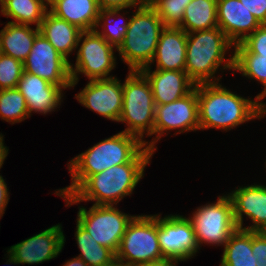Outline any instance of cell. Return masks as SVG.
Returning a JSON list of instances; mask_svg holds the SVG:
<instances>
[{
	"mask_svg": "<svg viewBox=\"0 0 266 266\" xmlns=\"http://www.w3.org/2000/svg\"><path fill=\"white\" fill-rule=\"evenodd\" d=\"M9 197L7 184L2 175H0V215L4 214L5 208L10 199Z\"/></svg>",
	"mask_w": 266,
	"mask_h": 266,
	"instance_id": "obj_37",
	"label": "cell"
},
{
	"mask_svg": "<svg viewBox=\"0 0 266 266\" xmlns=\"http://www.w3.org/2000/svg\"><path fill=\"white\" fill-rule=\"evenodd\" d=\"M65 243L61 224L38 233L7 250L8 264H39L59 255Z\"/></svg>",
	"mask_w": 266,
	"mask_h": 266,
	"instance_id": "obj_14",
	"label": "cell"
},
{
	"mask_svg": "<svg viewBox=\"0 0 266 266\" xmlns=\"http://www.w3.org/2000/svg\"><path fill=\"white\" fill-rule=\"evenodd\" d=\"M39 28L8 22L0 31V53L13 57L22 63L28 57Z\"/></svg>",
	"mask_w": 266,
	"mask_h": 266,
	"instance_id": "obj_23",
	"label": "cell"
},
{
	"mask_svg": "<svg viewBox=\"0 0 266 266\" xmlns=\"http://www.w3.org/2000/svg\"><path fill=\"white\" fill-rule=\"evenodd\" d=\"M187 33L179 27H165L159 36L152 63L157 70H185ZM155 60V61H154Z\"/></svg>",
	"mask_w": 266,
	"mask_h": 266,
	"instance_id": "obj_20",
	"label": "cell"
},
{
	"mask_svg": "<svg viewBox=\"0 0 266 266\" xmlns=\"http://www.w3.org/2000/svg\"><path fill=\"white\" fill-rule=\"evenodd\" d=\"M49 12L82 31L94 30L98 21L97 0H52Z\"/></svg>",
	"mask_w": 266,
	"mask_h": 266,
	"instance_id": "obj_21",
	"label": "cell"
},
{
	"mask_svg": "<svg viewBox=\"0 0 266 266\" xmlns=\"http://www.w3.org/2000/svg\"><path fill=\"white\" fill-rule=\"evenodd\" d=\"M3 141H4L3 140V135L1 133L0 134V168L4 164V160L6 159V157L8 155V148H7V146H4V142Z\"/></svg>",
	"mask_w": 266,
	"mask_h": 266,
	"instance_id": "obj_39",
	"label": "cell"
},
{
	"mask_svg": "<svg viewBox=\"0 0 266 266\" xmlns=\"http://www.w3.org/2000/svg\"><path fill=\"white\" fill-rule=\"evenodd\" d=\"M23 72L21 61L0 53V90L16 88Z\"/></svg>",
	"mask_w": 266,
	"mask_h": 266,
	"instance_id": "obj_32",
	"label": "cell"
},
{
	"mask_svg": "<svg viewBox=\"0 0 266 266\" xmlns=\"http://www.w3.org/2000/svg\"><path fill=\"white\" fill-rule=\"evenodd\" d=\"M39 31L70 63L68 55L78 48L82 30L47 11L39 26Z\"/></svg>",
	"mask_w": 266,
	"mask_h": 266,
	"instance_id": "obj_22",
	"label": "cell"
},
{
	"mask_svg": "<svg viewBox=\"0 0 266 266\" xmlns=\"http://www.w3.org/2000/svg\"><path fill=\"white\" fill-rule=\"evenodd\" d=\"M47 4H49L52 0H44Z\"/></svg>",
	"mask_w": 266,
	"mask_h": 266,
	"instance_id": "obj_44",
	"label": "cell"
},
{
	"mask_svg": "<svg viewBox=\"0 0 266 266\" xmlns=\"http://www.w3.org/2000/svg\"><path fill=\"white\" fill-rule=\"evenodd\" d=\"M192 0H155L151 6L165 27H178L183 20L186 7Z\"/></svg>",
	"mask_w": 266,
	"mask_h": 266,
	"instance_id": "obj_31",
	"label": "cell"
},
{
	"mask_svg": "<svg viewBox=\"0 0 266 266\" xmlns=\"http://www.w3.org/2000/svg\"><path fill=\"white\" fill-rule=\"evenodd\" d=\"M75 98L86 108L118 122L123 107V83L116 77L93 79Z\"/></svg>",
	"mask_w": 266,
	"mask_h": 266,
	"instance_id": "obj_15",
	"label": "cell"
},
{
	"mask_svg": "<svg viewBox=\"0 0 266 266\" xmlns=\"http://www.w3.org/2000/svg\"><path fill=\"white\" fill-rule=\"evenodd\" d=\"M141 72L151 84L155 105L174 102L190 93L196 86L185 70L156 69L152 72L151 66H148Z\"/></svg>",
	"mask_w": 266,
	"mask_h": 266,
	"instance_id": "obj_18",
	"label": "cell"
},
{
	"mask_svg": "<svg viewBox=\"0 0 266 266\" xmlns=\"http://www.w3.org/2000/svg\"><path fill=\"white\" fill-rule=\"evenodd\" d=\"M252 251L256 266H266V232L252 231Z\"/></svg>",
	"mask_w": 266,
	"mask_h": 266,
	"instance_id": "obj_34",
	"label": "cell"
},
{
	"mask_svg": "<svg viewBox=\"0 0 266 266\" xmlns=\"http://www.w3.org/2000/svg\"><path fill=\"white\" fill-rule=\"evenodd\" d=\"M252 231L238 228L225 243L220 266H256Z\"/></svg>",
	"mask_w": 266,
	"mask_h": 266,
	"instance_id": "obj_27",
	"label": "cell"
},
{
	"mask_svg": "<svg viewBox=\"0 0 266 266\" xmlns=\"http://www.w3.org/2000/svg\"><path fill=\"white\" fill-rule=\"evenodd\" d=\"M97 3L101 10H123L145 5L144 0H97Z\"/></svg>",
	"mask_w": 266,
	"mask_h": 266,
	"instance_id": "obj_35",
	"label": "cell"
},
{
	"mask_svg": "<svg viewBox=\"0 0 266 266\" xmlns=\"http://www.w3.org/2000/svg\"><path fill=\"white\" fill-rule=\"evenodd\" d=\"M222 69L239 71L242 76L259 81L266 89V58L251 53L242 43L234 45V54L222 65Z\"/></svg>",
	"mask_w": 266,
	"mask_h": 266,
	"instance_id": "obj_24",
	"label": "cell"
},
{
	"mask_svg": "<svg viewBox=\"0 0 266 266\" xmlns=\"http://www.w3.org/2000/svg\"><path fill=\"white\" fill-rule=\"evenodd\" d=\"M164 258L158 240L157 215H138L128 224L115 259L125 266Z\"/></svg>",
	"mask_w": 266,
	"mask_h": 266,
	"instance_id": "obj_7",
	"label": "cell"
},
{
	"mask_svg": "<svg viewBox=\"0 0 266 266\" xmlns=\"http://www.w3.org/2000/svg\"><path fill=\"white\" fill-rule=\"evenodd\" d=\"M75 237L81 251L77 257L84 260L88 266H109L116 261L115 254L107 247L98 244L78 222Z\"/></svg>",
	"mask_w": 266,
	"mask_h": 266,
	"instance_id": "obj_28",
	"label": "cell"
},
{
	"mask_svg": "<svg viewBox=\"0 0 266 266\" xmlns=\"http://www.w3.org/2000/svg\"><path fill=\"white\" fill-rule=\"evenodd\" d=\"M178 261L170 259V258H162L156 261H150L142 264H138L136 266H176Z\"/></svg>",
	"mask_w": 266,
	"mask_h": 266,
	"instance_id": "obj_38",
	"label": "cell"
},
{
	"mask_svg": "<svg viewBox=\"0 0 266 266\" xmlns=\"http://www.w3.org/2000/svg\"><path fill=\"white\" fill-rule=\"evenodd\" d=\"M109 266H125V265H123L122 263H119L118 261H115L114 263H112Z\"/></svg>",
	"mask_w": 266,
	"mask_h": 266,
	"instance_id": "obj_42",
	"label": "cell"
},
{
	"mask_svg": "<svg viewBox=\"0 0 266 266\" xmlns=\"http://www.w3.org/2000/svg\"><path fill=\"white\" fill-rule=\"evenodd\" d=\"M63 266H88L87 263L79 257L66 261Z\"/></svg>",
	"mask_w": 266,
	"mask_h": 266,
	"instance_id": "obj_41",
	"label": "cell"
},
{
	"mask_svg": "<svg viewBox=\"0 0 266 266\" xmlns=\"http://www.w3.org/2000/svg\"><path fill=\"white\" fill-rule=\"evenodd\" d=\"M134 216L119 211L113 205L93 204L89 210L83 206L79 208L77 222L98 244L116 254L126 228Z\"/></svg>",
	"mask_w": 266,
	"mask_h": 266,
	"instance_id": "obj_10",
	"label": "cell"
},
{
	"mask_svg": "<svg viewBox=\"0 0 266 266\" xmlns=\"http://www.w3.org/2000/svg\"><path fill=\"white\" fill-rule=\"evenodd\" d=\"M145 147L136 136L119 132L102 140L68 163L71 184L55 191L56 195H70L88 176L115 165L129 163Z\"/></svg>",
	"mask_w": 266,
	"mask_h": 266,
	"instance_id": "obj_3",
	"label": "cell"
},
{
	"mask_svg": "<svg viewBox=\"0 0 266 266\" xmlns=\"http://www.w3.org/2000/svg\"><path fill=\"white\" fill-rule=\"evenodd\" d=\"M199 127L230 130L255 118H262L257 104L227 90L220 83L197 84Z\"/></svg>",
	"mask_w": 266,
	"mask_h": 266,
	"instance_id": "obj_2",
	"label": "cell"
},
{
	"mask_svg": "<svg viewBox=\"0 0 266 266\" xmlns=\"http://www.w3.org/2000/svg\"><path fill=\"white\" fill-rule=\"evenodd\" d=\"M23 65L27 73L38 75L62 89L71 88L69 62L41 33L35 37Z\"/></svg>",
	"mask_w": 266,
	"mask_h": 266,
	"instance_id": "obj_12",
	"label": "cell"
},
{
	"mask_svg": "<svg viewBox=\"0 0 266 266\" xmlns=\"http://www.w3.org/2000/svg\"><path fill=\"white\" fill-rule=\"evenodd\" d=\"M188 219L192 223L199 249L203 243L225 246L238 229L229 195L219 196L217 202L200 206Z\"/></svg>",
	"mask_w": 266,
	"mask_h": 266,
	"instance_id": "obj_8",
	"label": "cell"
},
{
	"mask_svg": "<svg viewBox=\"0 0 266 266\" xmlns=\"http://www.w3.org/2000/svg\"><path fill=\"white\" fill-rule=\"evenodd\" d=\"M232 46L234 44L219 27L187 33L185 71L188 77L196 85L219 83L221 77L217 79L215 73L227 59L226 51Z\"/></svg>",
	"mask_w": 266,
	"mask_h": 266,
	"instance_id": "obj_5",
	"label": "cell"
},
{
	"mask_svg": "<svg viewBox=\"0 0 266 266\" xmlns=\"http://www.w3.org/2000/svg\"><path fill=\"white\" fill-rule=\"evenodd\" d=\"M154 151L146 146L129 162L115 165L88 176L70 195H58L67 207L83 201L94 205H117L123 197L131 195L149 164Z\"/></svg>",
	"mask_w": 266,
	"mask_h": 266,
	"instance_id": "obj_1",
	"label": "cell"
},
{
	"mask_svg": "<svg viewBox=\"0 0 266 266\" xmlns=\"http://www.w3.org/2000/svg\"><path fill=\"white\" fill-rule=\"evenodd\" d=\"M257 21L266 24V0H240Z\"/></svg>",
	"mask_w": 266,
	"mask_h": 266,
	"instance_id": "obj_36",
	"label": "cell"
},
{
	"mask_svg": "<svg viewBox=\"0 0 266 266\" xmlns=\"http://www.w3.org/2000/svg\"><path fill=\"white\" fill-rule=\"evenodd\" d=\"M17 89L25 97L29 116L32 112L47 114L61 104L63 89L38 75L23 72Z\"/></svg>",
	"mask_w": 266,
	"mask_h": 266,
	"instance_id": "obj_19",
	"label": "cell"
},
{
	"mask_svg": "<svg viewBox=\"0 0 266 266\" xmlns=\"http://www.w3.org/2000/svg\"><path fill=\"white\" fill-rule=\"evenodd\" d=\"M155 103L151 84L141 71H130L123 83V107L118 122L128 126L122 132L136 136L153 135ZM146 131V132H145Z\"/></svg>",
	"mask_w": 266,
	"mask_h": 266,
	"instance_id": "obj_6",
	"label": "cell"
},
{
	"mask_svg": "<svg viewBox=\"0 0 266 266\" xmlns=\"http://www.w3.org/2000/svg\"><path fill=\"white\" fill-rule=\"evenodd\" d=\"M257 104H258V108L260 110V112L265 116L266 115V104L262 103L261 100L266 97V89L263 90L260 94H258L257 96ZM260 100V102H259Z\"/></svg>",
	"mask_w": 266,
	"mask_h": 266,
	"instance_id": "obj_40",
	"label": "cell"
},
{
	"mask_svg": "<svg viewBox=\"0 0 266 266\" xmlns=\"http://www.w3.org/2000/svg\"><path fill=\"white\" fill-rule=\"evenodd\" d=\"M121 10H99L98 15V21L95 27V30L111 45L117 49L119 45L123 42V39L126 35L127 28L129 25V21H125L122 24H114L112 25V19L113 16H117L120 14ZM102 21L104 22L103 25H101ZM111 21V22H110ZM102 27V32L97 30L98 27ZM105 26V27H104Z\"/></svg>",
	"mask_w": 266,
	"mask_h": 266,
	"instance_id": "obj_30",
	"label": "cell"
},
{
	"mask_svg": "<svg viewBox=\"0 0 266 266\" xmlns=\"http://www.w3.org/2000/svg\"><path fill=\"white\" fill-rule=\"evenodd\" d=\"M158 240L164 258L185 261L196 255L199 246L191 221L180 215H157Z\"/></svg>",
	"mask_w": 266,
	"mask_h": 266,
	"instance_id": "obj_13",
	"label": "cell"
},
{
	"mask_svg": "<svg viewBox=\"0 0 266 266\" xmlns=\"http://www.w3.org/2000/svg\"><path fill=\"white\" fill-rule=\"evenodd\" d=\"M44 0H2L1 13L11 17L14 21L10 23L31 25L36 27L42 23L45 13L49 10Z\"/></svg>",
	"mask_w": 266,
	"mask_h": 266,
	"instance_id": "obj_26",
	"label": "cell"
},
{
	"mask_svg": "<svg viewBox=\"0 0 266 266\" xmlns=\"http://www.w3.org/2000/svg\"><path fill=\"white\" fill-rule=\"evenodd\" d=\"M75 67L69 63L71 87L78 83V74H84L89 80L111 78L110 72L116 66L114 46L109 44L95 29L82 31L78 43Z\"/></svg>",
	"mask_w": 266,
	"mask_h": 266,
	"instance_id": "obj_9",
	"label": "cell"
},
{
	"mask_svg": "<svg viewBox=\"0 0 266 266\" xmlns=\"http://www.w3.org/2000/svg\"><path fill=\"white\" fill-rule=\"evenodd\" d=\"M217 0H192L186 7L178 26L186 33L218 27Z\"/></svg>",
	"mask_w": 266,
	"mask_h": 266,
	"instance_id": "obj_25",
	"label": "cell"
},
{
	"mask_svg": "<svg viewBox=\"0 0 266 266\" xmlns=\"http://www.w3.org/2000/svg\"><path fill=\"white\" fill-rule=\"evenodd\" d=\"M228 195L238 228L266 232V186L254 184L239 187ZM243 214L252 220L253 225L243 227Z\"/></svg>",
	"mask_w": 266,
	"mask_h": 266,
	"instance_id": "obj_16",
	"label": "cell"
},
{
	"mask_svg": "<svg viewBox=\"0 0 266 266\" xmlns=\"http://www.w3.org/2000/svg\"><path fill=\"white\" fill-rule=\"evenodd\" d=\"M145 5H151L155 0H144Z\"/></svg>",
	"mask_w": 266,
	"mask_h": 266,
	"instance_id": "obj_43",
	"label": "cell"
},
{
	"mask_svg": "<svg viewBox=\"0 0 266 266\" xmlns=\"http://www.w3.org/2000/svg\"><path fill=\"white\" fill-rule=\"evenodd\" d=\"M241 43L251 53L260 55V58H266V24L260 25Z\"/></svg>",
	"mask_w": 266,
	"mask_h": 266,
	"instance_id": "obj_33",
	"label": "cell"
},
{
	"mask_svg": "<svg viewBox=\"0 0 266 266\" xmlns=\"http://www.w3.org/2000/svg\"><path fill=\"white\" fill-rule=\"evenodd\" d=\"M0 117L11 124L30 117L25 97L17 87L0 90Z\"/></svg>",
	"mask_w": 266,
	"mask_h": 266,
	"instance_id": "obj_29",
	"label": "cell"
},
{
	"mask_svg": "<svg viewBox=\"0 0 266 266\" xmlns=\"http://www.w3.org/2000/svg\"><path fill=\"white\" fill-rule=\"evenodd\" d=\"M164 28L151 5L138 7L132 17H129L126 35L117 51L130 71H141L151 65Z\"/></svg>",
	"mask_w": 266,
	"mask_h": 266,
	"instance_id": "obj_4",
	"label": "cell"
},
{
	"mask_svg": "<svg viewBox=\"0 0 266 266\" xmlns=\"http://www.w3.org/2000/svg\"><path fill=\"white\" fill-rule=\"evenodd\" d=\"M216 12L218 27L234 45L243 42L261 25L240 0H217Z\"/></svg>",
	"mask_w": 266,
	"mask_h": 266,
	"instance_id": "obj_17",
	"label": "cell"
},
{
	"mask_svg": "<svg viewBox=\"0 0 266 266\" xmlns=\"http://www.w3.org/2000/svg\"><path fill=\"white\" fill-rule=\"evenodd\" d=\"M178 134L186 131L200 130L197 85L184 97L174 102L155 105V121L153 135H157L151 142H145V146L155 152L156 142L164 131L176 130Z\"/></svg>",
	"mask_w": 266,
	"mask_h": 266,
	"instance_id": "obj_11",
	"label": "cell"
}]
</instances>
